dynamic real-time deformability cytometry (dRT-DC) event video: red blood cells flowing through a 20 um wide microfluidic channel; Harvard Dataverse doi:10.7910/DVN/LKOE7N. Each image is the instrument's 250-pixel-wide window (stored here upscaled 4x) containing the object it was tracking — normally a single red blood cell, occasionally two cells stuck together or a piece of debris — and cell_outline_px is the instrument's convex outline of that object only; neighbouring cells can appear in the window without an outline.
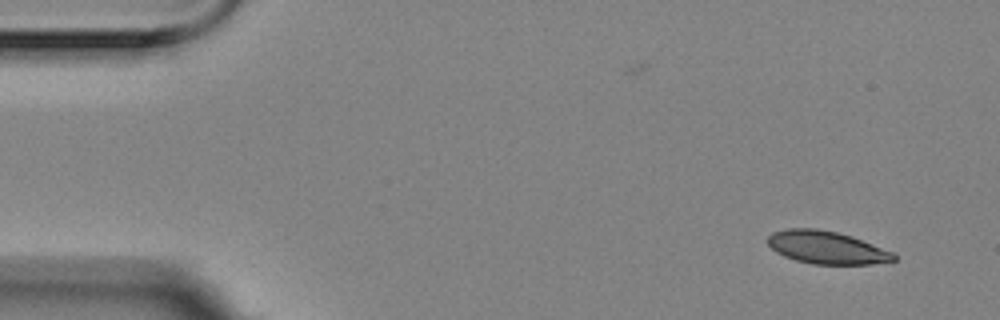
{"species": "Egyptian fruit bat (a non-hibernating species)", "species_latin": "Rousettus aegyptiacus", "temperature_condition": "room temperature", "stored_images_in_passage": 4, "camera_frame_rate_fps": 3000, "um_per_image_px": 0.085, "animal": {"sex": "female"}, "frame": {"image": 1, "passage_image": 1, "time_ms": 0.0, "image_size_px": [1000, 320], "cell_outline_px": [[896, 260], [872, 264], [812, 264], [796, 260], [784, 256], [776, 252], [768, 244], [768, 236], [772, 232], [788, 228], [816, 228], [836, 232], [852, 236], [892, 252], [896, 256]], "centroid_in_image_um": [70.24, 21.03], "position_along_channel_um": 14.8, "area_um2": 23.93}}